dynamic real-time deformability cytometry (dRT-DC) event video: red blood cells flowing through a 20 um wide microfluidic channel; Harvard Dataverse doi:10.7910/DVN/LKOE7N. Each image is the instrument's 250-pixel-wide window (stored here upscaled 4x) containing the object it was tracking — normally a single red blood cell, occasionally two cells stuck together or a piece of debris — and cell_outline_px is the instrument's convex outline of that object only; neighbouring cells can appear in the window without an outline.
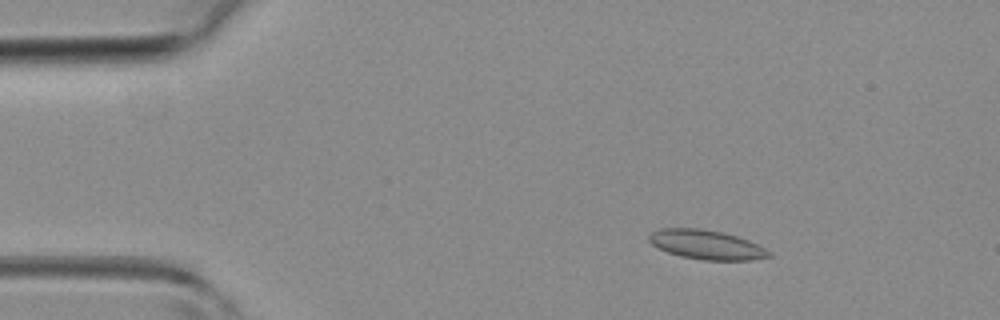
{"species": "common noctule bat (a hibernating species)", "species_latin": "Nyctalus noctula", "temperature_condition": "room temperature", "stored_images_in_passage": 31, "camera_frame_rate_fps": 3000, "um_per_image_px": 0.085, "animal": {"sex": "female", "body_mass_g": 19.3, "forearm_length_mm": 54.1}, "frame": {"image": 1, "passage_image": 3, "time_ms": 0.667, "image_size_px": [1000, 320], "cell_outline_px": [[772, 256], [752, 260], [704, 260], [680, 256], [668, 252], [652, 244], [648, 240], [648, 236], [652, 232], [660, 228], [700, 228], [724, 232], [748, 240], [772, 252]], "centroid_in_image_um": [60.05, 20.79], "position_along_channel_um": 24.9, "area_um2": 20.46}}
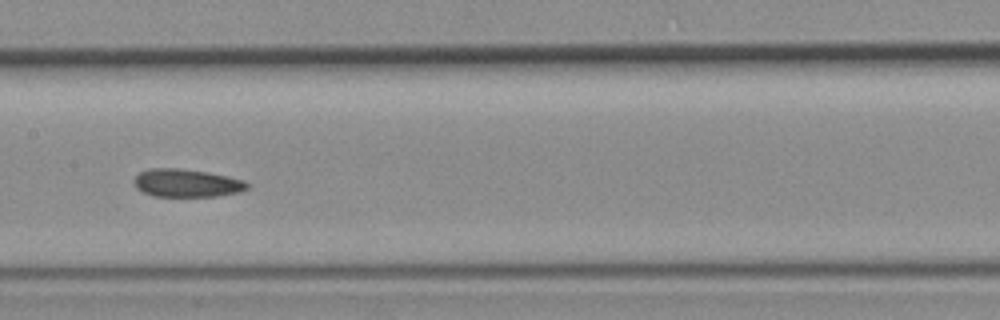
{"frame": {"image": 2, "passage_image": 18, "time_ms": 5.667, "image_size_px": [1000, 320], "cell_outline_px": [[252, 184], [248, 188], [240, 192], [216, 196], [152, 196], [136, 188], [132, 180], [140, 172], [148, 168], [180, 168], [208, 172], [228, 176], [244, 180]], "centroid_in_image_um": [15.88, 15.55], "position_along_channel_um": 191.5, "area_um2": 18.67}}
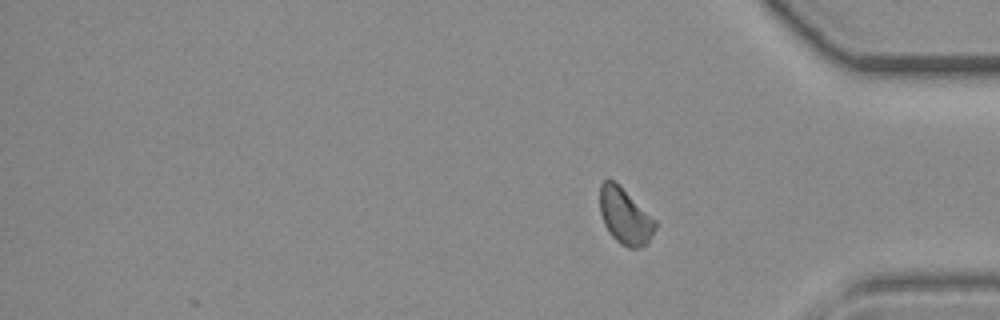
{"frame": {"image": 3, "passage_image": 31, "time_ms": 10.0, "image_size_px": [1000, 320], "cell_outline_px": [[656, 228], [652, 236], [640, 248], [628, 248], [620, 244], [608, 232], [604, 224], [600, 212], [600, 184], [604, 180], [612, 180], [656, 220]], "centroid_in_image_um": [53.11, 18.42], "position_along_channel_um": 382.1, "area_um2": 17.69}}